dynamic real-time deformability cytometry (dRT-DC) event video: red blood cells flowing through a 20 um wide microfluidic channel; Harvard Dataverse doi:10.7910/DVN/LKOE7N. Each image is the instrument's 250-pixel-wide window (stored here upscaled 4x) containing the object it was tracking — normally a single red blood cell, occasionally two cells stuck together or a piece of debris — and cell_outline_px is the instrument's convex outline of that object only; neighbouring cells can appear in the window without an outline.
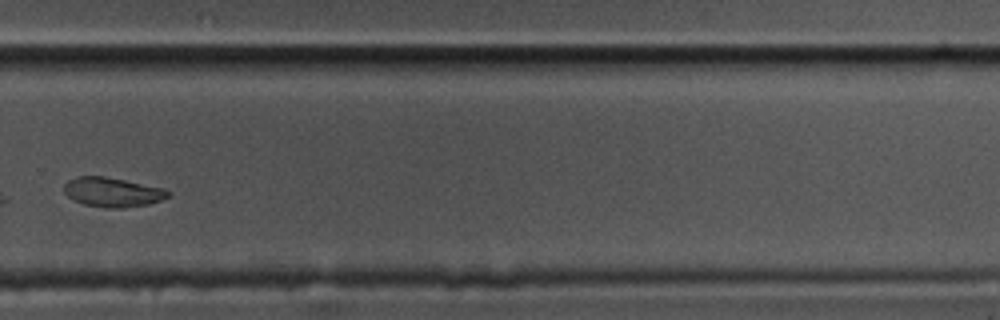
{"species": "common noctule bat (a hibernating species)", "species_latin": "Nyctalus noctula", "temperature_condition": "cold", "stored_images_in_passage": 10, "segment_of_instrument_passage": [2, 2], "camera_frame_rate_fps": 3000, "um_per_image_px": 0.085, "animal": {"sex": "male", "body_mass_g": 17.5, "forearm_length_mm": 52.3}, "frame": {"image": 1, "passage_image": 10, "time_ms": 3.0, "image_size_px": [1000, 320], "cell_outline_px": [[168, 196], [160, 200], [148, 204], [124, 208], [104, 208], [84, 204], [72, 200], [64, 192], [64, 184], [68, 180], [76, 176], [104, 176], [164, 188], [168, 192]], "centroid_in_image_um": [9.5, 16.33], "position_along_channel_um": 320.3, "area_um2": 17.8}}